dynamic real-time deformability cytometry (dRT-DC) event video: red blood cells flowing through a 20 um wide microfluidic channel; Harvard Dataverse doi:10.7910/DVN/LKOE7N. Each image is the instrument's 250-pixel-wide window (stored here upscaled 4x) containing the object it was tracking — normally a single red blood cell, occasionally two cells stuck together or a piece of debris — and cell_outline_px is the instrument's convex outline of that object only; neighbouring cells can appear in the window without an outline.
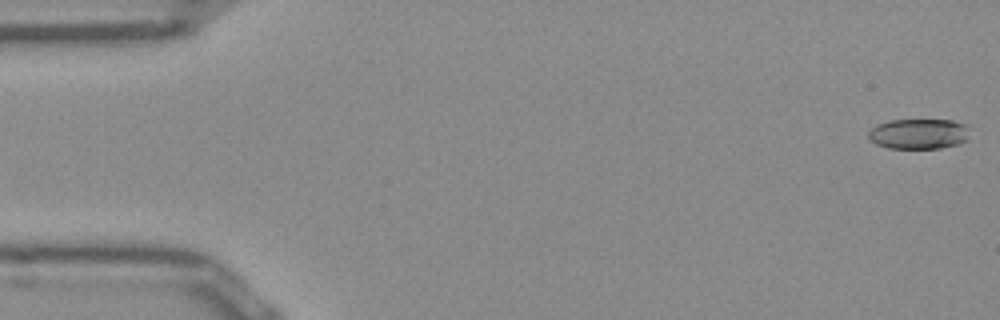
{"species": "Egyptian fruit bat (a non-hibernating species)", "species_latin": "Rousettus aegyptiacus", "temperature_condition": "room temperature", "stored_images_in_passage": 11, "camera_frame_rate_fps": 3000, "um_per_image_px": 0.085, "frame": {"image": 1, "passage_image": 1, "time_ms": 0.0, "image_size_px": [1000, 320], "cell_outline_px": [[968, 140], [956, 144], [940, 148], [888, 148], [876, 144], [868, 140], [868, 132], [876, 124], [892, 120], [952, 120], [964, 124], [968, 128]], "centroid_in_image_um": [78.06, 11.38], "position_along_channel_um": 6.9, "area_um2": 17.92}}